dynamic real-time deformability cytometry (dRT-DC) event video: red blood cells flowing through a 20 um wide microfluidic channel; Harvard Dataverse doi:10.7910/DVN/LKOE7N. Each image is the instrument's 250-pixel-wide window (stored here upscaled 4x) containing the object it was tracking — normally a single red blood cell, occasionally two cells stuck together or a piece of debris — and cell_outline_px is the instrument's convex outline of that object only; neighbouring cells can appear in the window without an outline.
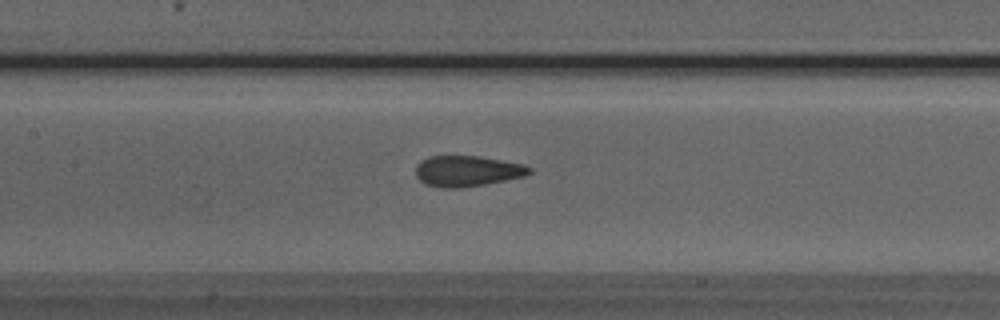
{"species": "Egyptian fruit bat (a non-hibernating species)", "species_latin": "Rousettus aegyptiacus", "temperature_condition": "room temperature", "stored_images_in_passage": 37, "camera_frame_rate_fps": 3000, "um_per_image_px": 0.085, "animal": {"sex": "male"}, "frame": {"image": 1, "passage_image": 19, "time_ms": 6.0, "image_size_px": [1000, 320], "cell_outline_px": [[532, 172], [524, 176], [484, 184], [460, 188], [440, 188], [424, 184], [416, 176], [416, 164], [420, 160], [428, 156], [480, 156], [520, 164], [532, 168]], "centroid_in_image_um": [39.65, 14.54], "position_along_channel_um": 167.8, "area_um2": 20.35}}
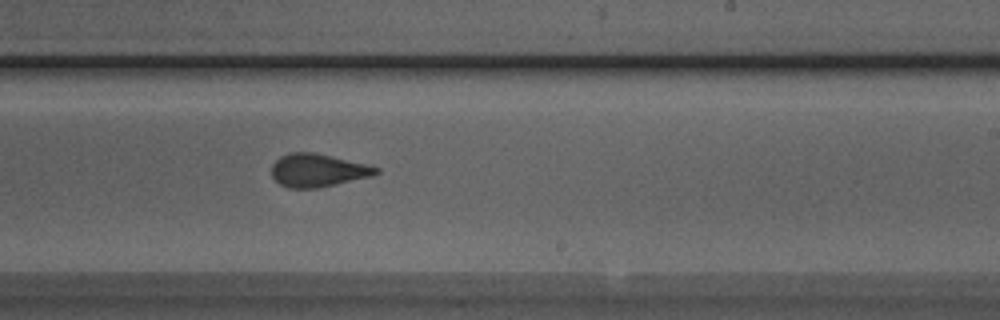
{"frame": {"image": 2, "passage_image": 26, "time_ms": 8.333, "image_size_px": [1000, 320], "cell_outline_px": [[380, 172], [372, 176], [320, 188], [288, 188], [280, 184], [272, 176], [272, 164], [280, 156], [288, 152], [312, 152], [332, 156], [368, 164], [380, 168]], "centroid_in_image_um": [27.03, 14.48], "position_along_channel_um": 262.0, "area_um2": 20.29}}
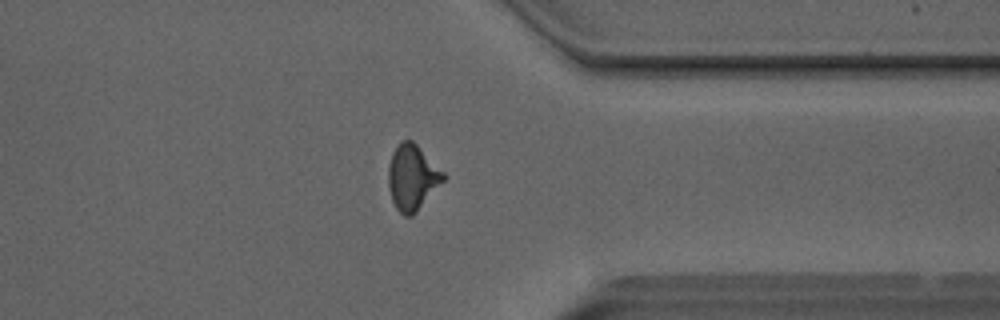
{"frame": {"image": 3, "passage_image": 35, "time_ms": 11.333, "image_size_px": [1000, 320], "cell_outline_px": [[448, 176], [416, 212], [412, 216], [404, 216], [396, 208], [392, 200], [388, 184], [388, 168], [392, 152], [404, 140], [412, 140]], "centroid_in_image_um": [35.05, 15.09], "position_along_channel_um": 376.4, "area_um2": 20.75}}